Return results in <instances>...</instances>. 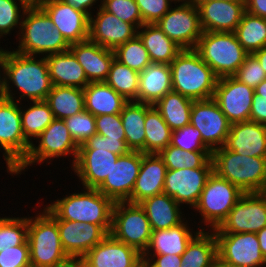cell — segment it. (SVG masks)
Returning a JSON list of instances; mask_svg holds the SVG:
<instances>
[{"label": "cell", "instance_id": "obj_1", "mask_svg": "<svg viewBox=\"0 0 266 267\" xmlns=\"http://www.w3.org/2000/svg\"><path fill=\"white\" fill-rule=\"evenodd\" d=\"M9 50L6 49L5 62L6 98L19 103L23 99H29L27 104L29 101H45L53 87L45 56L25 55L13 48L12 51Z\"/></svg>", "mask_w": 266, "mask_h": 267}, {"label": "cell", "instance_id": "obj_2", "mask_svg": "<svg viewBox=\"0 0 266 267\" xmlns=\"http://www.w3.org/2000/svg\"><path fill=\"white\" fill-rule=\"evenodd\" d=\"M81 192L66 194L43 207L54 219L100 225L108 234L111 230L115 202L97 189L83 187Z\"/></svg>", "mask_w": 266, "mask_h": 267}, {"label": "cell", "instance_id": "obj_3", "mask_svg": "<svg viewBox=\"0 0 266 267\" xmlns=\"http://www.w3.org/2000/svg\"><path fill=\"white\" fill-rule=\"evenodd\" d=\"M169 66L172 91L193 101L213 98L219 78L195 49H182Z\"/></svg>", "mask_w": 266, "mask_h": 267}, {"label": "cell", "instance_id": "obj_4", "mask_svg": "<svg viewBox=\"0 0 266 267\" xmlns=\"http://www.w3.org/2000/svg\"><path fill=\"white\" fill-rule=\"evenodd\" d=\"M15 39L19 43L13 50L31 56L62 53L70 48L50 17L38 5H30L25 10L19 36Z\"/></svg>", "mask_w": 266, "mask_h": 267}, {"label": "cell", "instance_id": "obj_5", "mask_svg": "<svg viewBox=\"0 0 266 267\" xmlns=\"http://www.w3.org/2000/svg\"><path fill=\"white\" fill-rule=\"evenodd\" d=\"M213 172L237 186L244 193L264 192L266 157L240 155L225 146L211 153Z\"/></svg>", "mask_w": 266, "mask_h": 267}, {"label": "cell", "instance_id": "obj_6", "mask_svg": "<svg viewBox=\"0 0 266 267\" xmlns=\"http://www.w3.org/2000/svg\"><path fill=\"white\" fill-rule=\"evenodd\" d=\"M37 214V215H36ZM28 217L31 267H65L73 260L63 249L57 221L43 208Z\"/></svg>", "mask_w": 266, "mask_h": 267}, {"label": "cell", "instance_id": "obj_7", "mask_svg": "<svg viewBox=\"0 0 266 267\" xmlns=\"http://www.w3.org/2000/svg\"><path fill=\"white\" fill-rule=\"evenodd\" d=\"M195 50L218 78L234 76L249 55L234 32H203Z\"/></svg>", "mask_w": 266, "mask_h": 267}, {"label": "cell", "instance_id": "obj_8", "mask_svg": "<svg viewBox=\"0 0 266 267\" xmlns=\"http://www.w3.org/2000/svg\"><path fill=\"white\" fill-rule=\"evenodd\" d=\"M34 142L38 144L36 145ZM34 142L31 144L25 160L10 175H21L27 171L30 166L39 163L40 165L41 163L44 164V161L48 164H52L51 161L53 159H59L68 155L73 156L70 167L74 165L79 146L71 137L64 120L54 119Z\"/></svg>", "mask_w": 266, "mask_h": 267}, {"label": "cell", "instance_id": "obj_9", "mask_svg": "<svg viewBox=\"0 0 266 267\" xmlns=\"http://www.w3.org/2000/svg\"><path fill=\"white\" fill-rule=\"evenodd\" d=\"M243 194L237 186L212 172L192 210L199 212L201 224L203 223L207 230H213L227 218Z\"/></svg>", "mask_w": 266, "mask_h": 267}, {"label": "cell", "instance_id": "obj_10", "mask_svg": "<svg viewBox=\"0 0 266 267\" xmlns=\"http://www.w3.org/2000/svg\"><path fill=\"white\" fill-rule=\"evenodd\" d=\"M31 144L22 131L20 103L12 99L0 100V151L11 174L27 157Z\"/></svg>", "mask_w": 266, "mask_h": 267}, {"label": "cell", "instance_id": "obj_11", "mask_svg": "<svg viewBox=\"0 0 266 267\" xmlns=\"http://www.w3.org/2000/svg\"><path fill=\"white\" fill-rule=\"evenodd\" d=\"M109 234L143 254L149 245L152 228L140 204L115 202Z\"/></svg>", "mask_w": 266, "mask_h": 267}, {"label": "cell", "instance_id": "obj_12", "mask_svg": "<svg viewBox=\"0 0 266 267\" xmlns=\"http://www.w3.org/2000/svg\"><path fill=\"white\" fill-rule=\"evenodd\" d=\"M174 4L156 24L182 49H195L204 32L198 7L193 0Z\"/></svg>", "mask_w": 266, "mask_h": 267}, {"label": "cell", "instance_id": "obj_13", "mask_svg": "<svg viewBox=\"0 0 266 267\" xmlns=\"http://www.w3.org/2000/svg\"><path fill=\"white\" fill-rule=\"evenodd\" d=\"M266 227V194L244 193L214 233H257Z\"/></svg>", "mask_w": 266, "mask_h": 267}, {"label": "cell", "instance_id": "obj_14", "mask_svg": "<svg viewBox=\"0 0 266 267\" xmlns=\"http://www.w3.org/2000/svg\"><path fill=\"white\" fill-rule=\"evenodd\" d=\"M190 124L199 130L212 152L225 145L231 126L213 98L193 101Z\"/></svg>", "mask_w": 266, "mask_h": 267}, {"label": "cell", "instance_id": "obj_15", "mask_svg": "<svg viewBox=\"0 0 266 267\" xmlns=\"http://www.w3.org/2000/svg\"><path fill=\"white\" fill-rule=\"evenodd\" d=\"M218 257L240 267H266L256 233H214Z\"/></svg>", "mask_w": 266, "mask_h": 267}, {"label": "cell", "instance_id": "obj_16", "mask_svg": "<svg viewBox=\"0 0 266 267\" xmlns=\"http://www.w3.org/2000/svg\"><path fill=\"white\" fill-rule=\"evenodd\" d=\"M255 89L234 76L219 78L213 99L232 123L249 121Z\"/></svg>", "mask_w": 266, "mask_h": 267}, {"label": "cell", "instance_id": "obj_17", "mask_svg": "<svg viewBox=\"0 0 266 267\" xmlns=\"http://www.w3.org/2000/svg\"><path fill=\"white\" fill-rule=\"evenodd\" d=\"M140 165L141 151H129L119 156L97 190L114 202H126L132 194Z\"/></svg>", "mask_w": 266, "mask_h": 267}, {"label": "cell", "instance_id": "obj_18", "mask_svg": "<svg viewBox=\"0 0 266 267\" xmlns=\"http://www.w3.org/2000/svg\"><path fill=\"white\" fill-rule=\"evenodd\" d=\"M213 168L167 169L163 192L179 205L195 207Z\"/></svg>", "mask_w": 266, "mask_h": 267}, {"label": "cell", "instance_id": "obj_19", "mask_svg": "<svg viewBox=\"0 0 266 267\" xmlns=\"http://www.w3.org/2000/svg\"><path fill=\"white\" fill-rule=\"evenodd\" d=\"M38 6L50 17L69 45L88 40L89 16L61 0H43Z\"/></svg>", "mask_w": 266, "mask_h": 267}, {"label": "cell", "instance_id": "obj_20", "mask_svg": "<svg viewBox=\"0 0 266 267\" xmlns=\"http://www.w3.org/2000/svg\"><path fill=\"white\" fill-rule=\"evenodd\" d=\"M89 18L88 40L110 50H115L137 35L138 29L124 22L101 6ZM95 15V16H94Z\"/></svg>", "mask_w": 266, "mask_h": 267}, {"label": "cell", "instance_id": "obj_21", "mask_svg": "<svg viewBox=\"0 0 266 267\" xmlns=\"http://www.w3.org/2000/svg\"><path fill=\"white\" fill-rule=\"evenodd\" d=\"M204 32H235L246 11L245 1H194Z\"/></svg>", "mask_w": 266, "mask_h": 267}, {"label": "cell", "instance_id": "obj_22", "mask_svg": "<svg viewBox=\"0 0 266 267\" xmlns=\"http://www.w3.org/2000/svg\"><path fill=\"white\" fill-rule=\"evenodd\" d=\"M55 220L63 249L72 260L84 257L108 235L100 225L62 219Z\"/></svg>", "mask_w": 266, "mask_h": 267}, {"label": "cell", "instance_id": "obj_23", "mask_svg": "<svg viewBox=\"0 0 266 267\" xmlns=\"http://www.w3.org/2000/svg\"><path fill=\"white\" fill-rule=\"evenodd\" d=\"M118 157L119 155L104 148L78 149L71 170L77 175L83 187L97 189L110 174Z\"/></svg>", "mask_w": 266, "mask_h": 267}, {"label": "cell", "instance_id": "obj_24", "mask_svg": "<svg viewBox=\"0 0 266 267\" xmlns=\"http://www.w3.org/2000/svg\"><path fill=\"white\" fill-rule=\"evenodd\" d=\"M84 258L95 267H141L142 254L108 234Z\"/></svg>", "mask_w": 266, "mask_h": 267}, {"label": "cell", "instance_id": "obj_25", "mask_svg": "<svg viewBox=\"0 0 266 267\" xmlns=\"http://www.w3.org/2000/svg\"><path fill=\"white\" fill-rule=\"evenodd\" d=\"M167 167L157 153H142L140 172L130 198L126 201L139 204L144 199L163 193Z\"/></svg>", "mask_w": 266, "mask_h": 267}, {"label": "cell", "instance_id": "obj_26", "mask_svg": "<svg viewBox=\"0 0 266 267\" xmlns=\"http://www.w3.org/2000/svg\"><path fill=\"white\" fill-rule=\"evenodd\" d=\"M224 146L240 155L266 157V125L250 120L232 123Z\"/></svg>", "mask_w": 266, "mask_h": 267}, {"label": "cell", "instance_id": "obj_27", "mask_svg": "<svg viewBox=\"0 0 266 267\" xmlns=\"http://www.w3.org/2000/svg\"><path fill=\"white\" fill-rule=\"evenodd\" d=\"M69 50L84 69L89 83L106 81L111 64L115 59L114 50L89 40L71 44Z\"/></svg>", "mask_w": 266, "mask_h": 267}, {"label": "cell", "instance_id": "obj_28", "mask_svg": "<svg viewBox=\"0 0 266 267\" xmlns=\"http://www.w3.org/2000/svg\"><path fill=\"white\" fill-rule=\"evenodd\" d=\"M189 225L193 226L186 219L178 226L152 231L149 245L142 255H182L191 239L200 230H206L202 225H197L198 230L193 231Z\"/></svg>", "mask_w": 266, "mask_h": 267}, {"label": "cell", "instance_id": "obj_29", "mask_svg": "<svg viewBox=\"0 0 266 267\" xmlns=\"http://www.w3.org/2000/svg\"><path fill=\"white\" fill-rule=\"evenodd\" d=\"M172 91L171 69L168 64L151 63L139 72L137 102L155 105Z\"/></svg>", "mask_w": 266, "mask_h": 267}, {"label": "cell", "instance_id": "obj_30", "mask_svg": "<svg viewBox=\"0 0 266 267\" xmlns=\"http://www.w3.org/2000/svg\"><path fill=\"white\" fill-rule=\"evenodd\" d=\"M139 204L146 212L152 231L178 226L186 219L182 214L184 207L164 192L148 197Z\"/></svg>", "mask_w": 266, "mask_h": 267}, {"label": "cell", "instance_id": "obj_31", "mask_svg": "<svg viewBox=\"0 0 266 267\" xmlns=\"http://www.w3.org/2000/svg\"><path fill=\"white\" fill-rule=\"evenodd\" d=\"M53 86L79 87L84 89L89 81L74 54L68 50L45 56Z\"/></svg>", "mask_w": 266, "mask_h": 267}, {"label": "cell", "instance_id": "obj_32", "mask_svg": "<svg viewBox=\"0 0 266 267\" xmlns=\"http://www.w3.org/2000/svg\"><path fill=\"white\" fill-rule=\"evenodd\" d=\"M85 110L94 116L120 114L128 102L106 82H92L84 89Z\"/></svg>", "mask_w": 266, "mask_h": 267}, {"label": "cell", "instance_id": "obj_33", "mask_svg": "<svg viewBox=\"0 0 266 267\" xmlns=\"http://www.w3.org/2000/svg\"><path fill=\"white\" fill-rule=\"evenodd\" d=\"M137 35L148 51L151 62L168 64L176 58L182 48L168 38L157 24H143Z\"/></svg>", "mask_w": 266, "mask_h": 267}, {"label": "cell", "instance_id": "obj_34", "mask_svg": "<svg viewBox=\"0 0 266 267\" xmlns=\"http://www.w3.org/2000/svg\"><path fill=\"white\" fill-rule=\"evenodd\" d=\"M152 106L137 101H128L120 113L126 145L130 151L145 153V117L146 112Z\"/></svg>", "mask_w": 266, "mask_h": 267}, {"label": "cell", "instance_id": "obj_35", "mask_svg": "<svg viewBox=\"0 0 266 267\" xmlns=\"http://www.w3.org/2000/svg\"><path fill=\"white\" fill-rule=\"evenodd\" d=\"M217 256V240L213 230H200L181 255L180 267H213Z\"/></svg>", "mask_w": 266, "mask_h": 267}, {"label": "cell", "instance_id": "obj_36", "mask_svg": "<svg viewBox=\"0 0 266 267\" xmlns=\"http://www.w3.org/2000/svg\"><path fill=\"white\" fill-rule=\"evenodd\" d=\"M45 102L55 119H65L85 110L84 92L79 87L53 86Z\"/></svg>", "mask_w": 266, "mask_h": 267}, {"label": "cell", "instance_id": "obj_37", "mask_svg": "<svg viewBox=\"0 0 266 267\" xmlns=\"http://www.w3.org/2000/svg\"><path fill=\"white\" fill-rule=\"evenodd\" d=\"M193 100L171 91L162 97L154 107L160 112L172 131L190 124Z\"/></svg>", "mask_w": 266, "mask_h": 267}, {"label": "cell", "instance_id": "obj_38", "mask_svg": "<svg viewBox=\"0 0 266 267\" xmlns=\"http://www.w3.org/2000/svg\"><path fill=\"white\" fill-rule=\"evenodd\" d=\"M20 103L22 131L25 139L32 144L44 129L55 119L45 101H30L23 107Z\"/></svg>", "mask_w": 266, "mask_h": 267}, {"label": "cell", "instance_id": "obj_39", "mask_svg": "<svg viewBox=\"0 0 266 267\" xmlns=\"http://www.w3.org/2000/svg\"><path fill=\"white\" fill-rule=\"evenodd\" d=\"M234 33L242 47L253 54L266 45V19L245 11Z\"/></svg>", "mask_w": 266, "mask_h": 267}, {"label": "cell", "instance_id": "obj_40", "mask_svg": "<svg viewBox=\"0 0 266 267\" xmlns=\"http://www.w3.org/2000/svg\"><path fill=\"white\" fill-rule=\"evenodd\" d=\"M212 151H186L173 145H168L158 154L169 170L184 168H213Z\"/></svg>", "mask_w": 266, "mask_h": 267}, {"label": "cell", "instance_id": "obj_41", "mask_svg": "<svg viewBox=\"0 0 266 267\" xmlns=\"http://www.w3.org/2000/svg\"><path fill=\"white\" fill-rule=\"evenodd\" d=\"M145 153H159L170 145L172 130L152 106L145 117Z\"/></svg>", "mask_w": 266, "mask_h": 267}, {"label": "cell", "instance_id": "obj_42", "mask_svg": "<svg viewBox=\"0 0 266 267\" xmlns=\"http://www.w3.org/2000/svg\"><path fill=\"white\" fill-rule=\"evenodd\" d=\"M114 91L127 101H137L139 72L114 59L105 81Z\"/></svg>", "mask_w": 266, "mask_h": 267}, {"label": "cell", "instance_id": "obj_43", "mask_svg": "<svg viewBox=\"0 0 266 267\" xmlns=\"http://www.w3.org/2000/svg\"><path fill=\"white\" fill-rule=\"evenodd\" d=\"M28 217H0V252L10 247L29 244Z\"/></svg>", "mask_w": 266, "mask_h": 267}, {"label": "cell", "instance_id": "obj_44", "mask_svg": "<svg viewBox=\"0 0 266 267\" xmlns=\"http://www.w3.org/2000/svg\"><path fill=\"white\" fill-rule=\"evenodd\" d=\"M115 59L138 72L143 71L152 62L148 51L138 35L126 41L114 50Z\"/></svg>", "mask_w": 266, "mask_h": 267}, {"label": "cell", "instance_id": "obj_45", "mask_svg": "<svg viewBox=\"0 0 266 267\" xmlns=\"http://www.w3.org/2000/svg\"><path fill=\"white\" fill-rule=\"evenodd\" d=\"M29 6L25 0H0V39L11 35L15 28H18V38L24 12Z\"/></svg>", "mask_w": 266, "mask_h": 267}, {"label": "cell", "instance_id": "obj_46", "mask_svg": "<svg viewBox=\"0 0 266 267\" xmlns=\"http://www.w3.org/2000/svg\"><path fill=\"white\" fill-rule=\"evenodd\" d=\"M63 120L71 137L78 146L84 144L97 133L95 116L87 110H83L74 116L66 117Z\"/></svg>", "mask_w": 266, "mask_h": 267}, {"label": "cell", "instance_id": "obj_47", "mask_svg": "<svg viewBox=\"0 0 266 267\" xmlns=\"http://www.w3.org/2000/svg\"><path fill=\"white\" fill-rule=\"evenodd\" d=\"M101 7L122 21L133 24L137 29L143 25L135 0H102Z\"/></svg>", "mask_w": 266, "mask_h": 267}, {"label": "cell", "instance_id": "obj_48", "mask_svg": "<svg viewBox=\"0 0 266 267\" xmlns=\"http://www.w3.org/2000/svg\"><path fill=\"white\" fill-rule=\"evenodd\" d=\"M170 145L186 151H211L203 143L199 130L191 124L172 131Z\"/></svg>", "mask_w": 266, "mask_h": 267}, {"label": "cell", "instance_id": "obj_49", "mask_svg": "<svg viewBox=\"0 0 266 267\" xmlns=\"http://www.w3.org/2000/svg\"><path fill=\"white\" fill-rule=\"evenodd\" d=\"M234 77L240 82L255 89L266 79V74L257 58L253 54H249L243 64L238 68Z\"/></svg>", "mask_w": 266, "mask_h": 267}, {"label": "cell", "instance_id": "obj_50", "mask_svg": "<svg viewBox=\"0 0 266 267\" xmlns=\"http://www.w3.org/2000/svg\"><path fill=\"white\" fill-rule=\"evenodd\" d=\"M143 24H156L172 7L173 0H135Z\"/></svg>", "mask_w": 266, "mask_h": 267}, {"label": "cell", "instance_id": "obj_51", "mask_svg": "<svg viewBox=\"0 0 266 267\" xmlns=\"http://www.w3.org/2000/svg\"><path fill=\"white\" fill-rule=\"evenodd\" d=\"M96 132L106 136V139L125 140L120 114L95 116Z\"/></svg>", "mask_w": 266, "mask_h": 267}, {"label": "cell", "instance_id": "obj_52", "mask_svg": "<svg viewBox=\"0 0 266 267\" xmlns=\"http://www.w3.org/2000/svg\"><path fill=\"white\" fill-rule=\"evenodd\" d=\"M0 267H31L29 244H21L1 251Z\"/></svg>", "mask_w": 266, "mask_h": 267}, {"label": "cell", "instance_id": "obj_53", "mask_svg": "<svg viewBox=\"0 0 266 267\" xmlns=\"http://www.w3.org/2000/svg\"><path fill=\"white\" fill-rule=\"evenodd\" d=\"M97 148H104L105 150L115 153L119 156L127 154L130 151L126 145V140L106 139V136L98 133L79 146V149Z\"/></svg>", "mask_w": 266, "mask_h": 267}, {"label": "cell", "instance_id": "obj_54", "mask_svg": "<svg viewBox=\"0 0 266 267\" xmlns=\"http://www.w3.org/2000/svg\"><path fill=\"white\" fill-rule=\"evenodd\" d=\"M146 267H180L181 255H142Z\"/></svg>", "mask_w": 266, "mask_h": 267}, {"label": "cell", "instance_id": "obj_55", "mask_svg": "<svg viewBox=\"0 0 266 267\" xmlns=\"http://www.w3.org/2000/svg\"><path fill=\"white\" fill-rule=\"evenodd\" d=\"M250 121L266 125V99L254 93Z\"/></svg>", "mask_w": 266, "mask_h": 267}, {"label": "cell", "instance_id": "obj_56", "mask_svg": "<svg viewBox=\"0 0 266 267\" xmlns=\"http://www.w3.org/2000/svg\"><path fill=\"white\" fill-rule=\"evenodd\" d=\"M67 5H71L77 10H80L84 13H86L89 17L92 15V8L94 6L95 9L99 8L101 6L102 0H61ZM100 3L98 7H95L96 3Z\"/></svg>", "mask_w": 266, "mask_h": 267}, {"label": "cell", "instance_id": "obj_57", "mask_svg": "<svg viewBox=\"0 0 266 267\" xmlns=\"http://www.w3.org/2000/svg\"><path fill=\"white\" fill-rule=\"evenodd\" d=\"M246 11L266 19V0H245Z\"/></svg>", "mask_w": 266, "mask_h": 267}, {"label": "cell", "instance_id": "obj_58", "mask_svg": "<svg viewBox=\"0 0 266 267\" xmlns=\"http://www.w3.org/2000/svg\"><path fill=\"white\" fill-rule=\"evenodd\" d=\"M0 47V100L6 98L5 90V62H6V48Z\"/></svg>", "mask_w": 266, "mask_h": 267}, {"label": "cell", "instance_id": "obj_59", "mask_svg": "<svg viewBox=\"0 0 266 267\" xmlns=\"http://www.w3.org/2000/svg\"><path fill=\"white\" fill-rule=\"evenodd\" d=\"M256 234L259 241L261 253L266 259V227H263Z\"/></svg>", "mask_w": 266, "mask_h": 267}, {"label": "cell", "instance_id": "obj_60", "mask_svg": "<svg viewBox=\"0 0 266 267\" xmlns=\"http://www.w3.org/2000/svg\"><path fill=\"white\" fill-rule=\"evenodd\" d=\"M253 55L257 58L266 74V45L260 50L254 52Z\"/></svg>", "mask_w": 266, "mask_h": 267}, {"label": "cell", "instance_id": "obj_61", "mask_svg": "<svg viewBox=\"0 0 266 267\" xmlns=\"http://www.w3.org/2000/svg\"><path fill=\"white\" fill-rule=\"evenodd\" d=\"M255 93L262 97V99H266V79L263 80L256 88Z\"/></svg>", "mask_w": 266, "mask_h": 267}, {"label": "cell", "instance_id": "obj_62", "mask_svg": "<svg viewBox=\"0 0 266 267\" xmlns=\"http://www.w3.org/2000/svg\"><path fill=\"white\" fill-rule=\"evenodd\" d=\"M72 262L76 267H95L91 265L84 257L76 258Z\"/></svg>", "mask_w": 266, "mask_h": 267}, {"label": "cell", "instance_id": "obj_63", "mask_svg": "<svg viewBox=\"0 0 266 267\" xmlns=\"http://www.w3.org/2000/svg\"><path fill=\"white\" fill-rule=\"evenodd\" d=\"M213 267H240V266L229 264V263L221 260L217 256L216 259H215V261H214Z\"/></svg>", "mask_w": 266, "mask_h": 267}, {"label": "cell", "instance_id": "obj_64", "mask_svg": "<svg viewBox=\"0 0 266 267\" xmlns=\"http://www.w3.org/2000/svg\"><path fill=\"white\" fill-rule=\"evenodd\" d=\"M29 5H38L43 0H25Z\"/></svg>", "mask_w": 266, "mask_h": 267}, {"label": "cell", "instance_id": "obj_65", "mask_svg": "<svg viewBox=\"0 0 266 267\" xmlns=\"http://www.w3.org/2000/svg\"><path fill=\"white\" fill-rule=\"evenodd\" d=\"M193 1H210V0H193ZM224 1H245V0H224Z\"/></svg>", "mask_w": 266, "mask_h": 267}, {"label": "cell", "instance_id": "obj_66", "mask_svg": "<svg viewBox=\"0 0 266 267\" xmlns=\"http://www.w3.org/2000/svg\"><path fill=\"white\" fill-rule=\"evenodd\" d=\"M173 1H175V3H179V2H188V1H190V0H173Z\"/></svg>", "mask_w": 266, "mask_h": 267}, {"label": "cell", "instance_id": "obj_67", "mask_svg": "<svg viewBox=\"0 0 266 267\" xmlns=\"http://www.w3.org/2000/svg\"><path fill=\"white\" fill-rule=\"evenodd\" d=\"M65 267H76V266H75V264L73 262H71L69 265H67Z\"/></svg>", "mask_w": 266, "mask_h": 267}]
</instances>
